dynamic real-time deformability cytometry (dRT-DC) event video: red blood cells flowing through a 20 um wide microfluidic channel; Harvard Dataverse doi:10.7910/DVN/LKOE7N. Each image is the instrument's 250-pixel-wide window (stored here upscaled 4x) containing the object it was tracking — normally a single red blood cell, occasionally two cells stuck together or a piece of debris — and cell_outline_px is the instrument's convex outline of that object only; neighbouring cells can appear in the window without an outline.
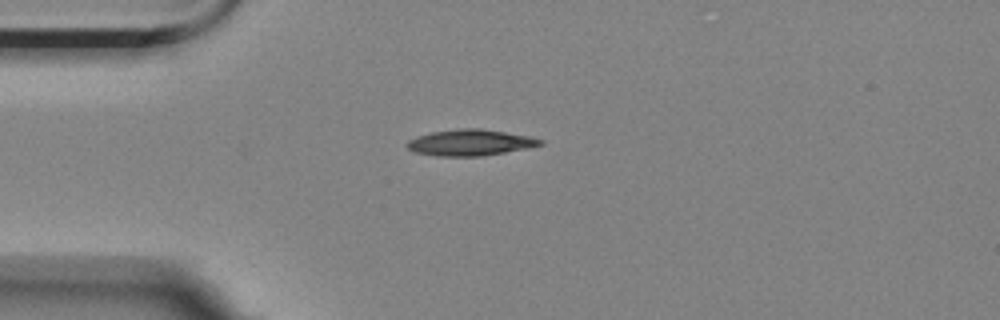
{"species": "Egyptian fruit bat (a non-hibernating species)", "species_latin": "Rousettus aegyptiacus", "temperature_condition": "room temperature", "stored_images_in_passage": 4, "camera_frame_rate_fps": 3000, "um_per_image_px": 0.085, "animal": {"sex": "female"}, "frame": {"image": 1, "passage_image": 1, "time_ms": 0.0, "image_size_px": [1000, 320], "cell_outline_px": [[544, 144], [504, 152], [480, 156], [436, 156], [416, 152], [408, 148], [404, 144], [408, 140], [416, 136], [432, 132], [456, 128], [480, 128], [528, 136], [544, 140]], "centroid_in_image_um": [39.91, 12.11], "position_along_channel_um": 45.1, "area_um2": 20.17}}
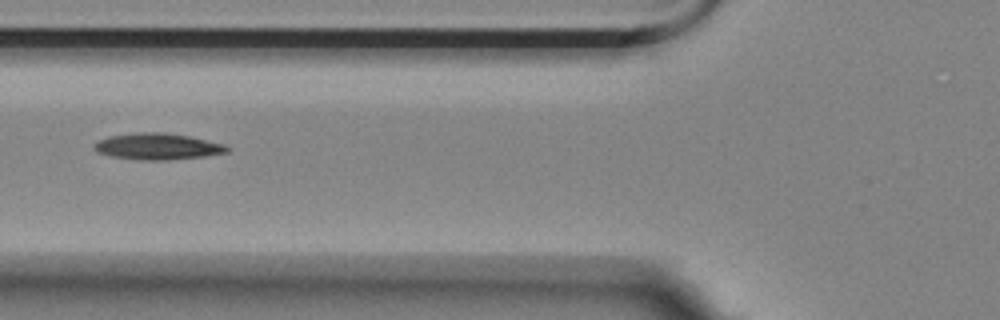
{"frame": {"image": 2, "passage_image": 3, "time_ms": 0.667, "image_size_px": [1000, 320], "cell_outline_px": [[228, 152], [204, 156], [168, 160], [140, 160], [112, 156], [100, 152], [92, 148], [100, 140], [108, 136], [136, 132], [164, 132], [188, 136], [228, 144]], "centroid_in_image_um": [13.44, 12.44], "position_along_channel_um": 112.4, "area_um2": 20.35}}
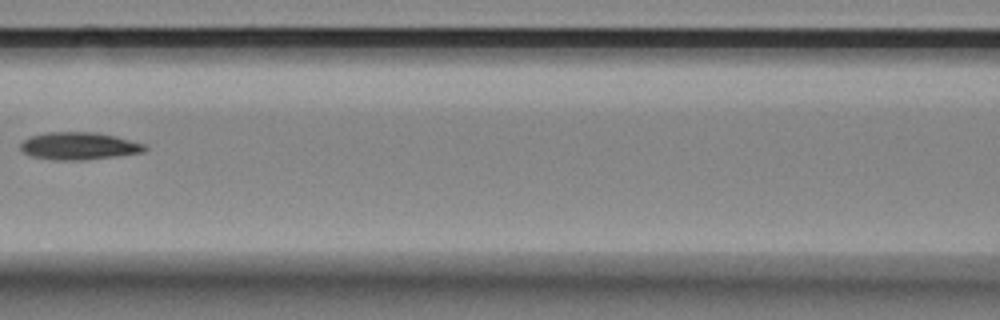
{"frame": {"image": 3, "passage_image": 4, "time_ms": 1.0, "image_size_px": [1000, 320], "cell_outline_px": [[148, 148], [144, 152], [116, 156], [80, 160], [56, 160], [32, 156], [24, 152], [20, 148], [20, 144], [24, 140], [32, 136], [48, 132], [96, 132], [116, 136], [148, 144]], "centroid_in_image_um": [6.77, 12.4], "position_along_channel_um": 159.8, "area_um2": 19.88}}